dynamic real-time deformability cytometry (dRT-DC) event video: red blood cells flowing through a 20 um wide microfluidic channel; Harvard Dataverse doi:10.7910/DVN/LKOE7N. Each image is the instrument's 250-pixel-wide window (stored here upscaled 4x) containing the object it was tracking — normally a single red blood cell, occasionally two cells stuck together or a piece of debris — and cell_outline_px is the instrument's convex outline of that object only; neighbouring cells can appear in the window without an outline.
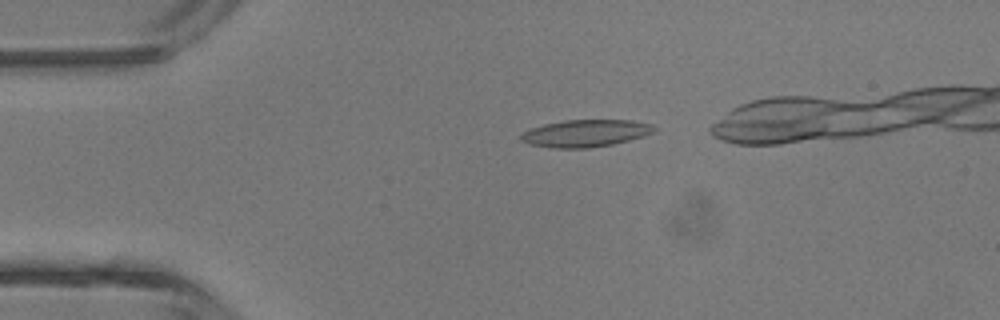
{"species": "common noctule bat (a hibernating species)", "species_latin": "Nyctalus noctula", "temperature_condition": "room temperature", "stored_images_in_passage": 2, "camera_frame_rate_fps": 3000, "um_per_image_px": 0.085, "animal": {"sex": "male", "body_mass_g": 13.3}, "frame": {"image": 1, "passage_image": 1, "time_ms": 0.0, "image_size_px": [1000, 320], "cell_outline_px": [[656, 132], [644, 136], [612, 144], [588, 148], [556, 148], [528, 144], [520, 140], [520, 136], [524, 132], [532, 128], [544, 124], [564, 120], [632, 120], [652, 124], [656, 128]], "centroid_in_image_um": [49.79, 11.32], "position_along_channel_um": 35.2, "area_um2": 21.1}}